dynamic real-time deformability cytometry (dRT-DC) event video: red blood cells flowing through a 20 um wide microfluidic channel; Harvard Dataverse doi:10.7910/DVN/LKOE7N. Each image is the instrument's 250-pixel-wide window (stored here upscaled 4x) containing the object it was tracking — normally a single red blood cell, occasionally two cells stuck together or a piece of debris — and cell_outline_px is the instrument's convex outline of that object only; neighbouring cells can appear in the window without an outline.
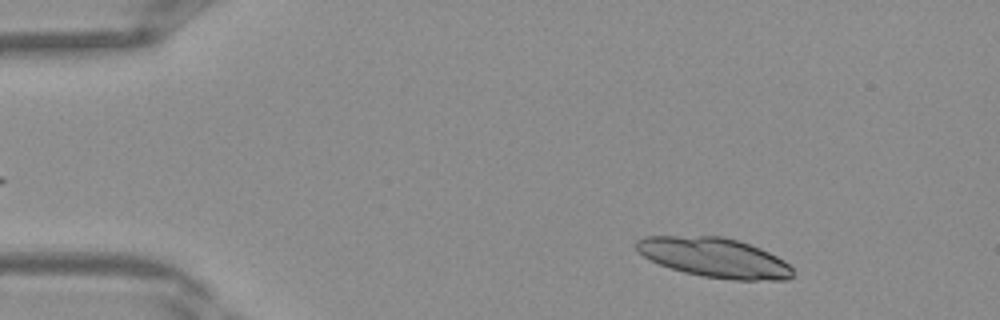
{"species": "Egyptian fruit bat (a non-hibernating species)", "species_latin": "Rousettus aegyptiacus", "temperature_condition": "warm", "stored_images_in_passage": 17, "segment_of_instrument_passage": [1, 2], "camera_frame_rate_fps": 3000, "um_per_image_px": 0.085, "frame": {"image": 1, "passage_image": 3, "time_ms": 0.667, "image_size_px": [1000, 320], "cell_outline_px": [[792, 276], [788, 280], [736, 280], [704, 276], [684, 272], [660, 264], [644, 256], [636, 248], [636, 240], [644, 236], [724, 236], [740, 240], [760, 248], [784, 260], [792, 268]], "centroid_in_image_um": [60.75, 21.88], "position_along_channel_um": 24.3, "area_um2": 35.95}}